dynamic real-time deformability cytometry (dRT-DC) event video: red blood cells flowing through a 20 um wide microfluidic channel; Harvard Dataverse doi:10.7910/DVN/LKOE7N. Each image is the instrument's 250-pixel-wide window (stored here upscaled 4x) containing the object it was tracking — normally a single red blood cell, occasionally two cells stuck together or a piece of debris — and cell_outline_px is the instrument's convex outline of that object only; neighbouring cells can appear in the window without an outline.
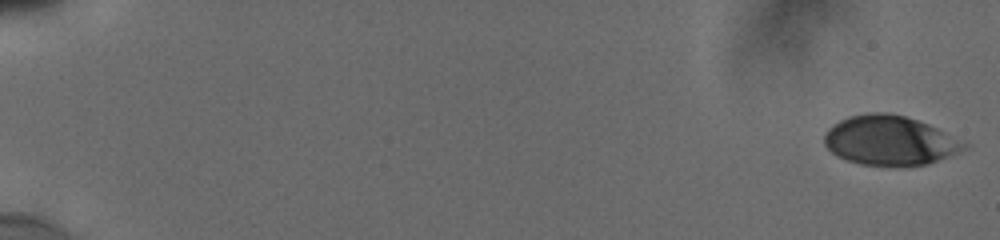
{"species": "human", "species_latin": "Homo sapiens", "temperature_condition": "cold", "stored_images_in_passage": 56, "camera_frame_rate_fps": 3000, "um_per_image_px": 0.085, "donor": {"sex": "male"}, "frame": {"image": 1, "passage_image": 1, "time_ms": 0.0, "image_size_px": [1000, 240], "cell_outline_px": [[972, 144], [968, 148], [928, 164], [860, 164], [848, 160], [832, 152], [824, 144], [824, 136], [828, 128], [840, 120], [848, 116], [864, 112], [888, 112], [904, 116], [928, 124]], "centroid_in_image_um": [75.65, 11.9], "position_along_channel_um": 9.3, "area_um2": 39.94}}
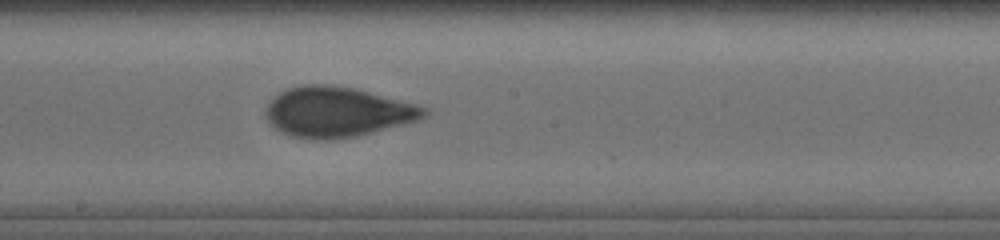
{"frame": {"image": 2, "passage_image": 33, "time_ms": 10.667, "image_size_px": [1000, 240], "cell_outline_px": [[428, 112], [420, 120], [356, 136], [328, 140], [312, 140], [292, 136], [276, 128], [264, 116], [264, 112], [268, 100], [280, 92], [288, 88], [304, 84], [332, 84], [352, 88], [416, 104], [428, 108]], "centroid_in_image_um": [28.63, 9.51], "position_along_channel_um": 219.6, "area_um2": 46.24}}
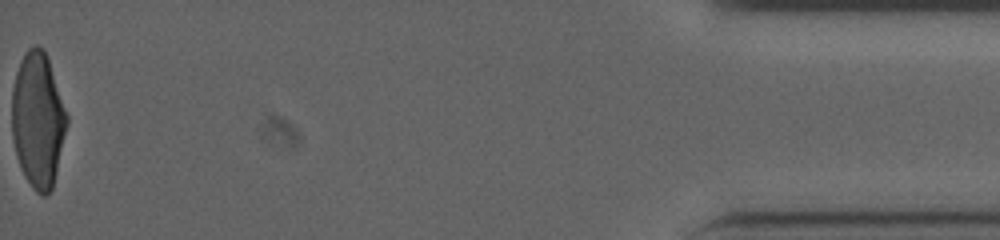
{"frame": {"image": 3, "passage_image": 56, "time_ms": 18.333, "image_size_px": [1000, 240], "cell_outline_px": [[68, 124], [52, 188], [44, 196], [36, 192], [32, 188], [24, 176], [20, 168], [16, 156], [12, 136], [12, 88], [16, 72], [20, 60], [28, 48], [32, 44], [36, 44], [44, 48], [68, 116]], "centroid_in_image_um": [3.21, 10.18], "position_along_channel_um": 432.0, "area_um2": 43.41}, "authors_computed_cell_mechanics": {"area_um2": 43.6101, "velocity_mm_per_s": 3.847, "shape_relaxation_time_tau1_ms": 4.5308, "shape_relaxation_time_tau2_ms": 0.8909, "deformation_change_tau1": 0.1723, "deformation_change_tau2": 0.0611}}